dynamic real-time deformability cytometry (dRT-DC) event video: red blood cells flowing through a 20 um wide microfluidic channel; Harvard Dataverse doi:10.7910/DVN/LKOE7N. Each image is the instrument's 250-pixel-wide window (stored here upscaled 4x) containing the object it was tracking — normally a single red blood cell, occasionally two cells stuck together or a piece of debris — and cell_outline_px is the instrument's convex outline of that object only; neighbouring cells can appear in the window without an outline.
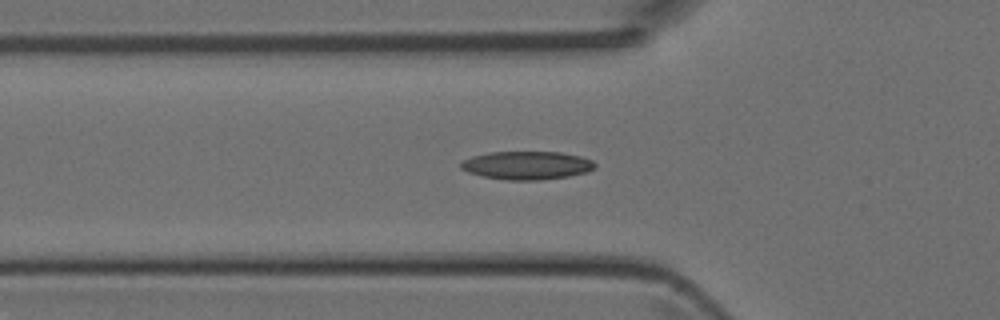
{"species": "Egyptian fruit bat (a non-hibernating species)", "species_latin": "Rousettus aegyptiacus", "temperature_condition": "room temperature", "stored_images_in_passage": 34, "camera_frame_rate_fps": 3000, "um_per_image_px": 0.085, "animal": {"sex": "female"}, "frame": {"image": 1, "passage_image": 4, "time_ms": 1.0, "image_size_px": [1000, 320], "cell_outline_px": [[596, 168], [588, 172], [568, 176], [540, 180], [508, 180], [484, 176], [468, 172], [460, 168], [460, 164], [464, 160], [472, 156], [488, 152], [560, 152], [580, 156], [592, 160], [596, 164]], "centroid_in_image_um": [44.81, 14.05], "position_along_channel_um": 81.0, "area_um2": 22.08}}
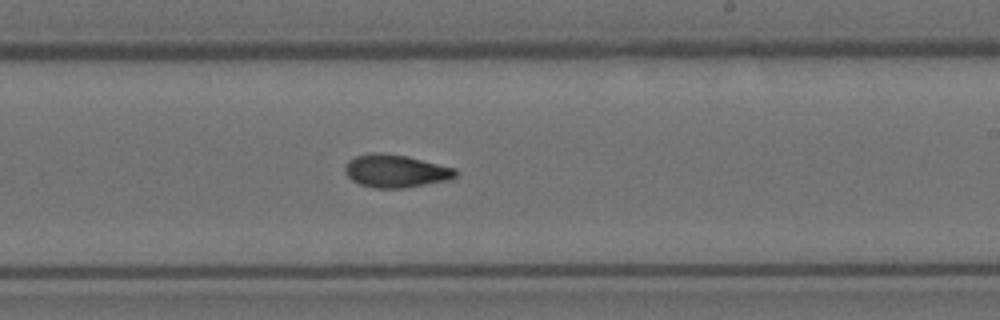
{"frame": {"image": 2, "passage_image": 16, "time_ms": 5.0, "image_size_px": [1000, 320], "cell_outline_px": [[460, 172], [456, 176], [448, 180], [404, 188], [376, 188], [360, 184], [352, 180], [344, 172], [344, 164], [348, 160], [356, 156], [372, 152], [380, 152], [404, 156], [456, 168]], "centroid_in_image_um": [33.62, 14.54], "position_along_channel_um": 255.4, "area_um2": 21.15}}
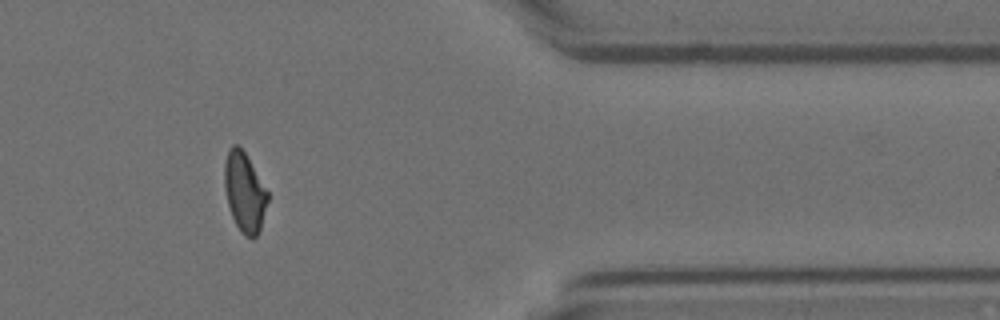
{"frame": {"image": 3, "passage_image": 27, "time_ms": 8.667, "image_size_px": [1000, 320], "cell_outline_px": [[268, 200], [260, 228], [256, 236], [252, 240], [244, 236], [236, 224], [232, 216], [228, 204], [224, 184], [224, 164], [228, 148], [232, 144], [236, 144], [244, 152], [268, 192]], "centroid_in_image_um": [20.77, 16.34], "position_along_channel_um": 390.6, "area_um2": 19.77}}